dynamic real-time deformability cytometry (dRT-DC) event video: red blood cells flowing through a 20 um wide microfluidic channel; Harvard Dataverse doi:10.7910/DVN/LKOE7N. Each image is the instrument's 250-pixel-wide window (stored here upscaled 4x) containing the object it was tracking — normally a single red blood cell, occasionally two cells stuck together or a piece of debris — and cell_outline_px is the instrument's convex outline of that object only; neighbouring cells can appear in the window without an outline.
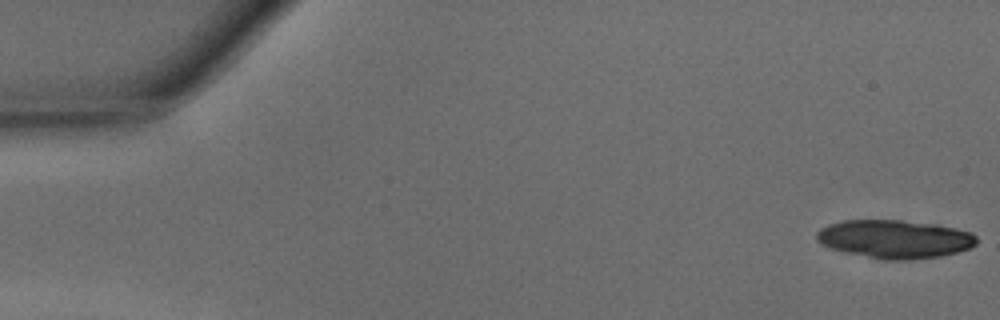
{"species": "common noctule bat (a hibernating species)", "species_latin": "Nyctalus noctula", "temperature_condition": "warm", "stored_images_in_passage": 26, "camera_frame_rate_fps": 3000, "um_per_image_px": 0.085, "animal": {"sex": "male", "body_mass_g": 15.6}, "frame": {"image": 1, "passage_image": 1, "time_ms": 0.0, "image_size_px": [1000, 320], "cell_outline_px": [[976, 244], [968, 248], [956, 252], [940, 256], [908, 260], [884, 260], [848, 252], [832, 248], [816, 240], [816, 232], [820, 228], [828, 224], [844, 220], [900, 220], [936, 224], [956, 228], [972, 232], [976, 236]], "centroid_in_image_um": [76.06, 20.31], "position_along_channel_um": 8.9, "area_um2": 35.55}}
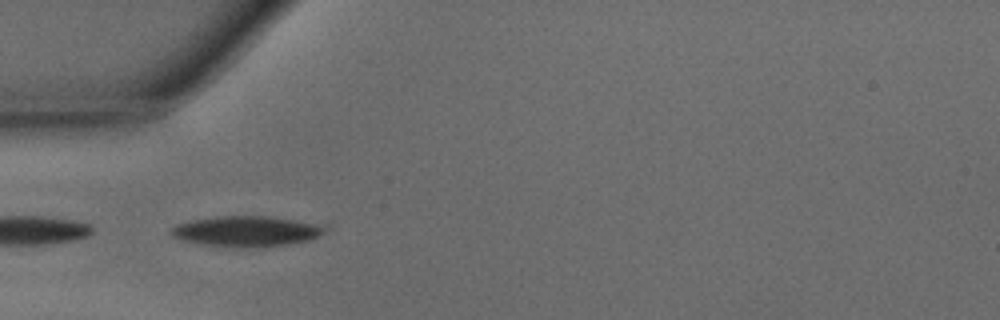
{"frame": {"image": 2, "passage_image": 15, "time_ms": 4.667, "image_size_px": [1000, 320], "cell_outline_px": [[328, 228], [324, 232], [308, 240], [288, 244], [260, 248], [232, 248], [200, 244], [180, 240], [172, 236], [168, 232], [168, 228], [176, 224], [192, 220], [216, 216], [264, 216], [292, 220], [312, 224]], "centroid_in_image_um": [20.8, 19.68], "position_along_channel_um": 64.2, "area_um2": 27.46}}
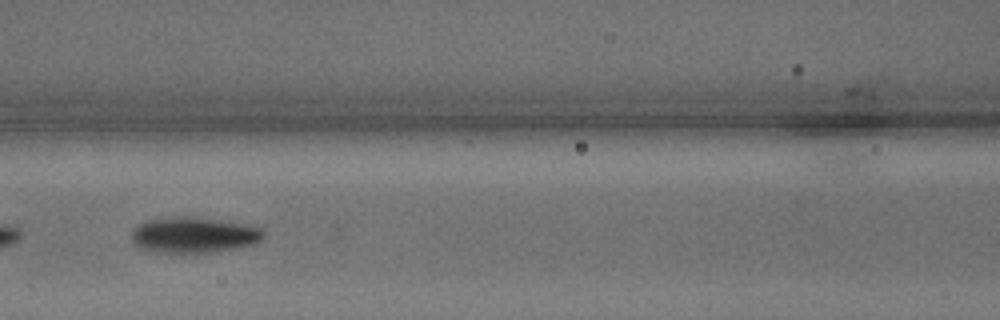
{"frame": {"image": 3, "passage_image": 21, "time_ms": 6.667, "image_size_px": [1000, 320], "cell_outline_px": [[264, 236], [260, 240], [252, 244], [236, 248], [180, 256], [152, 252], [140, 248], [132, 240], [132, 232], [140, 224], [148, 220], [180, 216], [216, 220], [244, 224], [260, 228], [264, 232]], "centroid_in_image_um": [16.42, 20.03], "position_along_channel_um": 150.2, "area_um2": 27.63}}